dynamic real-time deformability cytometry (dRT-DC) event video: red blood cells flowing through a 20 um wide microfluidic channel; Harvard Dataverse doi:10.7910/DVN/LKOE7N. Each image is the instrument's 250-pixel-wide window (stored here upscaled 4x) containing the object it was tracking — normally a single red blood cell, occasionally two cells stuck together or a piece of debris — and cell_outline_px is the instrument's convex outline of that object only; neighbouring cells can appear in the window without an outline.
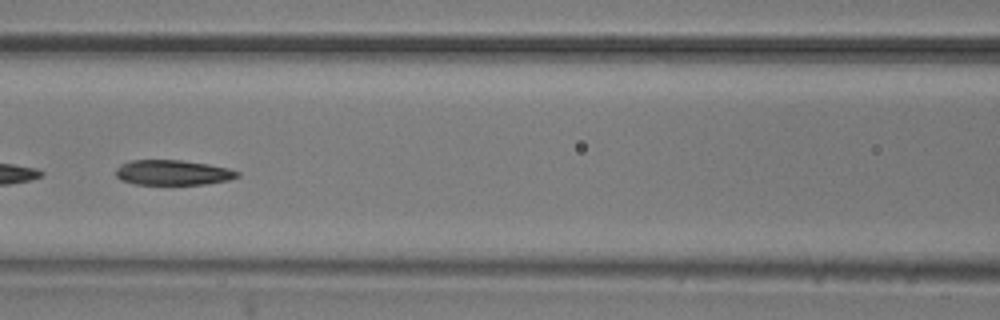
{"species": "common noctule bat (a hibernating species)", "species_latin": "Nyctalus noctula", "temperature_condition": "room temperature", "stored_images_in_passage": 9, "camera_frame_rate_fps": 3000, "um_per_image_px": 0.085, "animal": {"sex": "male", "body_mass_g": 20.5, "forearm_length_mm": 52.5}, "frame": {"image": 1, "passage_image": 6, "time_ms": 6.667, "image_size_px": [1000, 320], "cell_outline_px": [[240, 176], [228, 180], [208, 184], [136, 184], [120, 180], [116, 176], [116, 168], [120, 164], [132, 160], [180, 160], [208, 164], [228, 168], [240, 172]], "centroid_in_image_um": [14.69, 14.67], "position_along_channel_um": 151.9, "area_um2": 17.8}}
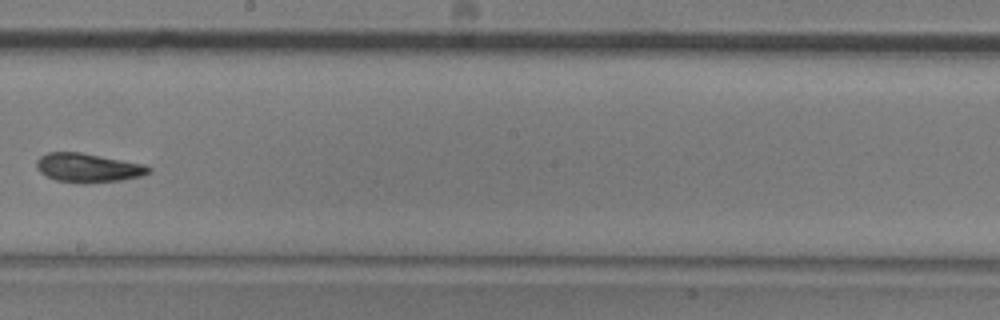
{"frame": {"image": 2, "passage_image": 8, "time_ms": 9.0, "image_size_px": [1000, 320], "cell_outline_px": [[152, 172], [140, 176], [120, 180], [88, 184], [80, 184], [56, 180], [40, 172], [36, 168], [36, 160], [40, 156], [48, 152], [80, 152], [144, 164], [152, 168]], "centroid_in_image_um": [7.48, 14.27], "position_along_channel_um": 240.7, "area_um2": 19.07}}
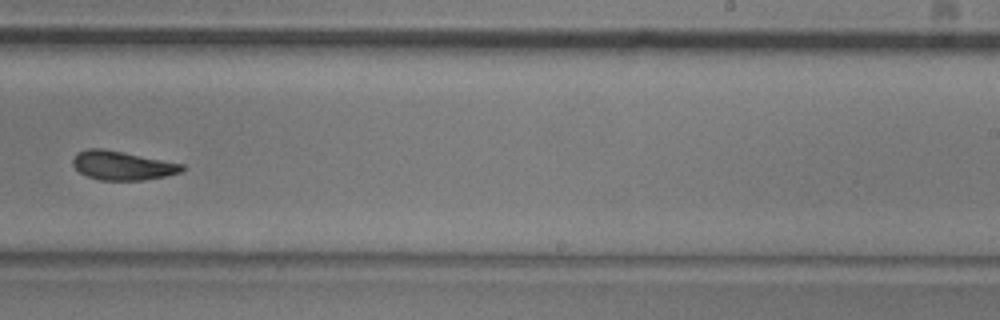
{"frame": {"image": 3, "passage_image": 9, "time_ms": 10.0, "image_size_px": [1000, 320], "cell_outline_px": [[184, 168], [180, 172], [164, 176], [144, 180], [100, 180], [88, 176], [80, 172], [72, 164], [72, 160], [76, 152], [88, 148], [100, 148], [124, 152], [184, 164]], "centroid_in_image_um": [10.37, 14.06], "position_along_channel_um": 278.6, "area_um2": 18.32}}